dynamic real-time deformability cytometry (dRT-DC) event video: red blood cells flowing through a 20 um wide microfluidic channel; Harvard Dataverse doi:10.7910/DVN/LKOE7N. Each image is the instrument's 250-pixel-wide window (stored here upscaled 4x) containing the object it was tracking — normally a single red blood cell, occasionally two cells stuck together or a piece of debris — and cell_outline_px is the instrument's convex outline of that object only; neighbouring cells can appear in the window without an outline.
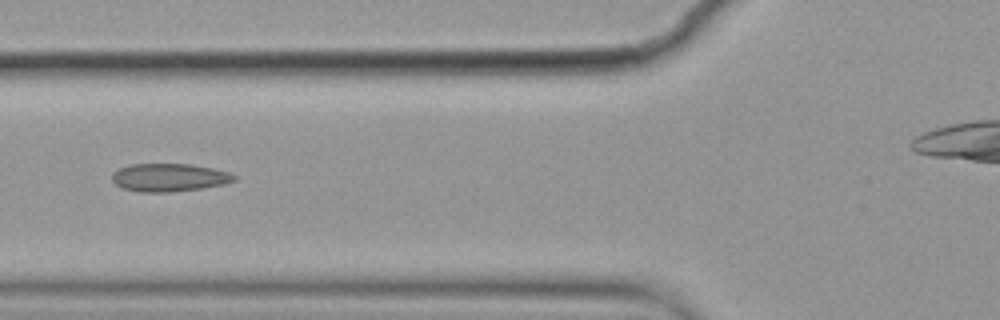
{"species": "common noctule bat (a hibernating species)", "species_latin": "Nyctalus noctula", "temperature_condition": "cold", "stored_images_in_passage": 7, "camera_frame_rate_fps": 3000, "um_per_image_px": 0.085, "animal": {"sex": "female", "body_mass_g": 19.9}, "frame": {"image": 1, "passage_image": 6, "time_ms": 1.667, "image_size_px": [1000, 320], "cell_outline_px": [[236, 180], [224, 184], [200, 188], [172, 192], [140, 192], [124, 188], [116, 184], [112, 180], [112, 172], [120, 168], [132, 164], [192, 164], [232, 172], [236, 176]], "centroid_in_image_um": [14.41, 15.08], "position_along_channel_um": 111.4, "area_um2": 19.94}}
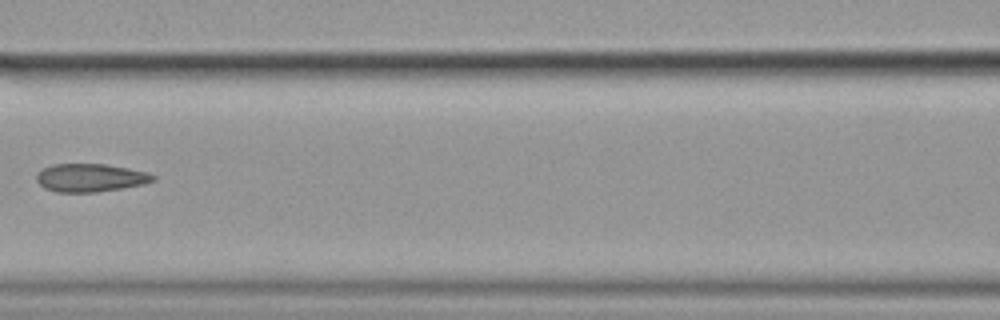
{"frame": {"image": 2, "passage_image": 7, "time_ms": 2.0, "image_size_px": [1000, 320], "cell_outline_px": [[156, 180], [144, 184], [96, 192], [56, 192], [44, 188], [36, 180], [36, 172], [52, 164], [104, 164], [128, 168], [144, 172], [156, 176]], "centroid_in_image_um": [7.64, 15.11], "position_along_channel_um": 159.0, "area_um2": 19.02}}